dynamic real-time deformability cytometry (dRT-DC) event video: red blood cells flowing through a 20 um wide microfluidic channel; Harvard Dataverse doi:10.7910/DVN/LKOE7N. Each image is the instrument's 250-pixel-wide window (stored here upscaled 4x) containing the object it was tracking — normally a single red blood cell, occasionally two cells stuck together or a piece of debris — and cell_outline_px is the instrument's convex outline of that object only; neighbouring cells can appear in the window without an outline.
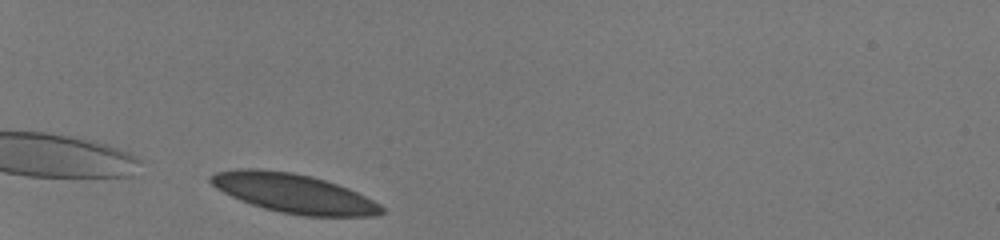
{"species": "human", "species_latin": "Homo sapiens", "temperature_condition": "room temperature", "stored_images_in_passage": 33, "camera_frame_rate_fps": 3000, "um_per_image_px": 0.085, "donor": {"sex": "male"}, "frame": {"image": 1, "passage_image": 2, "time_ms": 0.333, "image_size_px": [1000, 240], "cell_outline_px": [[384, 212], [376, 216], [304, 216], [280, 212], [264, 208], [240, 200], [216, 188], [208, 180], [208, 176], [216, 172], [236, 168], [256, 168], [292, 172], [312, 176], [348, 188], [380, 204], [384, 208]], "centroid_in_image_um": [24.94, 16.42], "position_along_channel_um": 60.1, "area_um2": 38.9}}
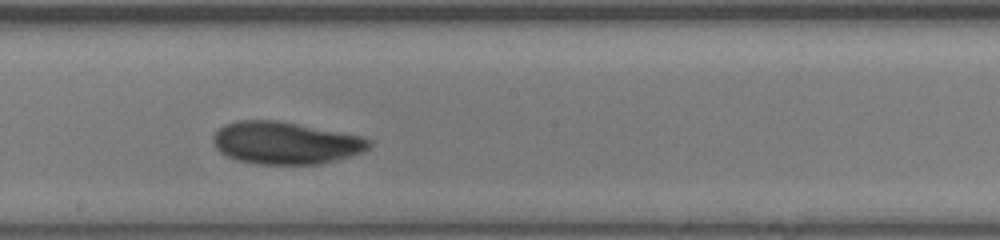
{"frame": {"image": 2, "passage_image": 17, "time_ms": 5.333, "image_size_px": [1000, 240], "cell_outline_px": [[372, 144], [364, 152], [316, 164], [260, 164], [240, 160], [228, 156], [220, 152], [216, 148], [212, 140], [212, 136], [224, 124], [236, 120], [280, 120], [364, 136], [372, 140]], "centroid_in_image_um": [24.28, 12.12], "position_along_channel_um": 223.9, "area_um2": 38.55}}
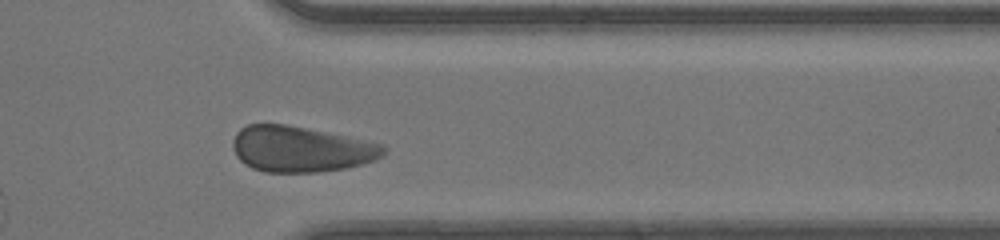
{"frame": {"image": 3, "passage_image": 29, "time_ms": 9.333, "image_size_px": [1000, 240], "cell_outline_px": [[388, 148], [376, 160], [364, 164], [344, 168], [320, 172], [264, 172], [252, 168], [244, 164], [236, 156], [232, 148], [232, 140], [236, 132], [240, 128], [248, 124], [288, 124], [384, 144]], "centroid_in_image_um": [25.55, 12.67], "position_along_channel_um": 385.9, "area_um2": 40.46}, "authors_computed_cell_mechanics": {"area_um2": 39.0728, "velocity_mm_per_s": 4.018, "shape_relaxation_time_tau1_ms": 2.1733, "shape_relaxation_time_tau2_ms": 2.3493, "deformation_change_tau1": 0.0601, "deformation_change_tau2": 0.0755}}